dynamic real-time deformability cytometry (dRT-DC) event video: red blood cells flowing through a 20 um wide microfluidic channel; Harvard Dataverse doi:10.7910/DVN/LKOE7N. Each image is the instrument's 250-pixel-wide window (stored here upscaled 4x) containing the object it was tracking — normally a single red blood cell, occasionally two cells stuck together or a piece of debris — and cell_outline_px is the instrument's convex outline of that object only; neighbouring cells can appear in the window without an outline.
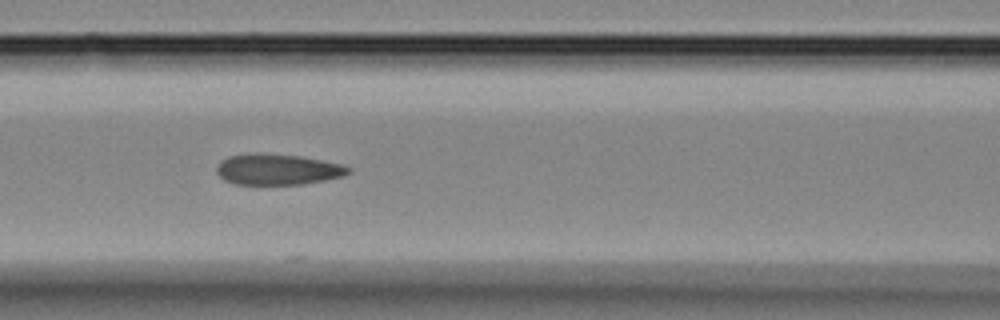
{"species": "Egyptian fruit bat (a non-hibernating species)", "species_latin": "Rousettus aegyptiacus", "temperature_condition": "room temperature", "stored_images_in_passage": 29, "segment_of_instrument_passage": [1, 2], "camera_frame_rate_fps": 3000, "um_per_image_px": 0.085, "animal": {"sex": "female"}, "frame": {"image": 1, "passage_image": 6, "time_ms": 1.667, "image_size_px": [1000, 320], "cell_outline_px": [[352, 172], [344, 176], [304, 184], [236, 184], [224, 180], [216, 172], [216, 168], [220, 160], [228, 156], [256, 152], [300, 156], [344, 164], [352, 168]], "centroid_in_image_um": [23.62, 14.39], "position_along_channel_um": 143.0, "area_um2": 23.99}}
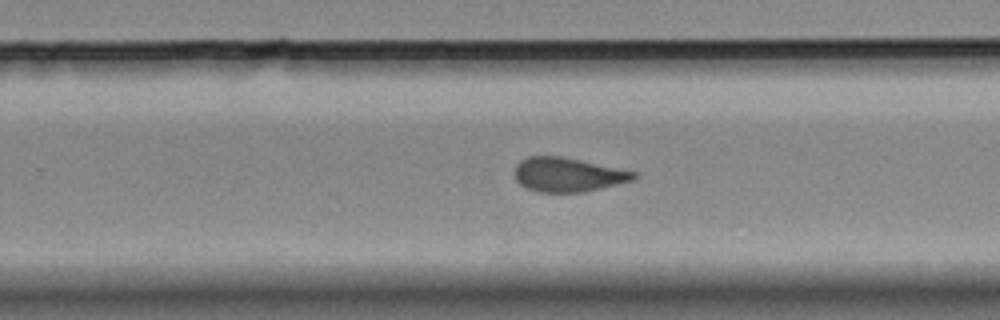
{"frame": {"image": 2, "passage_image": 14, "time_ms": 4.333, "image_size_px": [1000, 320], "cell_outline_px": [[636, 176], [632, 180], [584, 192], [540, 192], [528, 188], [520, 184], [516, 180], [516, 164], [520, 160], [528, 156], [560, 156], [580, 160], [636, 172]], "centroid_in_image_um": [48.23, 14.84], "position_along_channel_um": 281.6, "area_um2": 23.29}}
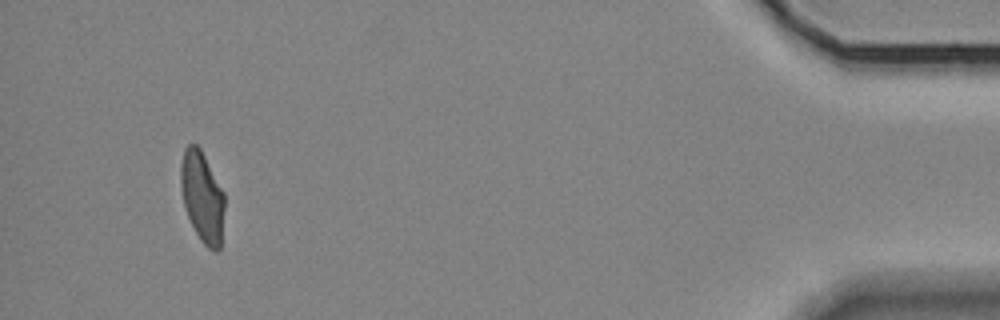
{"frame": {"image": 3, "passage_image": 26, "time_ms": 8.333, "image_size_px": [1000, 320], "cell_outline_px": [[224, 208], [220, 248], [216, 252], [208, 248], [200, 240], [188, 216], [184, 204], [180, 188], [180, 164], [184, 148], [188, 144], [196, 144], [200, 148], [224, 192]], "centroid_in_image_um": [17.18, 16.71], "position_along_channel_um": 418.0, "area_um2": 23.12}}